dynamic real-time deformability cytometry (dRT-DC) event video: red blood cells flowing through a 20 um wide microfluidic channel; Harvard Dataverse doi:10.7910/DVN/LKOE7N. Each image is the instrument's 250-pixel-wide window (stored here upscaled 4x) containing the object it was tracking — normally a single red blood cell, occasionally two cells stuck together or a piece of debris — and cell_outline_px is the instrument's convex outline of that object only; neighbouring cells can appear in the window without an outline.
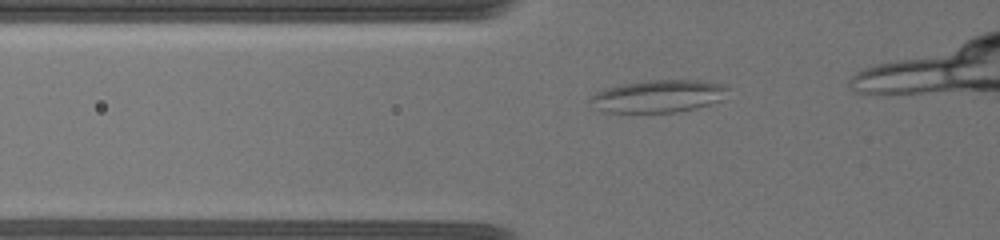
{"species": "common noctule bat (a hibernating species)", "species_latin": "Nyctalus noctula", "temperature_condition": "warm", "stored_images_in_passage": 18, "camera_frame_rate_fps": 3000, "um_per_image_px": 0.085, "animal": {"sex": "female", "body_mass_g": 19.5, "forearm_length_mm": 54.1}, "frame": {"image": 1, "passage_image": 13, "time_ms": 1.667, "image_size_px": [1000, 240], "cell_outline_px": [[728, 88], [720, 100], [696, 108], [672, 112], [600, 112], [588, 100], [596, 92], [604, 88], [620, 84], [648, 80], [700, 80], [724, 84]], "centroid_in_image_um": [55.9, 8.16], "position_along_channel_um": 69.9, "area_um2": 25.95}}
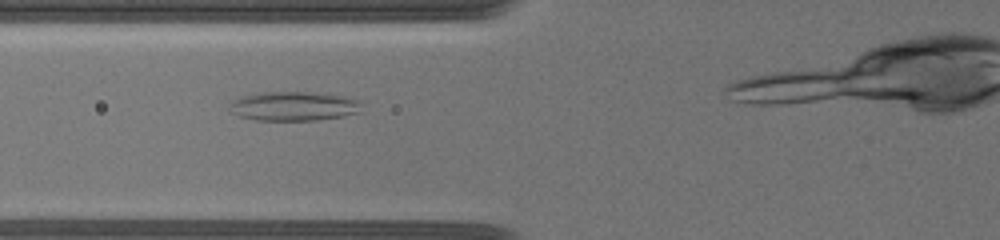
{"frame": {"image": 2, "passage_image": 17, "time_ms": 2.667, "image_size_px": [1000, 240], "cell_outline_px": [[360, 112], [344, 116], [316, 120], [256, 120], [240, 116], [232, 112], [228, 108], [228, 104], [232, 100], [244, 96], [264, 92], [308, 92], [344, 96], [356, 100], [360, 104]], "centroid_in_image_um": [24.93, 9.03], "position_along_channel_um": 100.9, "area_um2": 22.31}}